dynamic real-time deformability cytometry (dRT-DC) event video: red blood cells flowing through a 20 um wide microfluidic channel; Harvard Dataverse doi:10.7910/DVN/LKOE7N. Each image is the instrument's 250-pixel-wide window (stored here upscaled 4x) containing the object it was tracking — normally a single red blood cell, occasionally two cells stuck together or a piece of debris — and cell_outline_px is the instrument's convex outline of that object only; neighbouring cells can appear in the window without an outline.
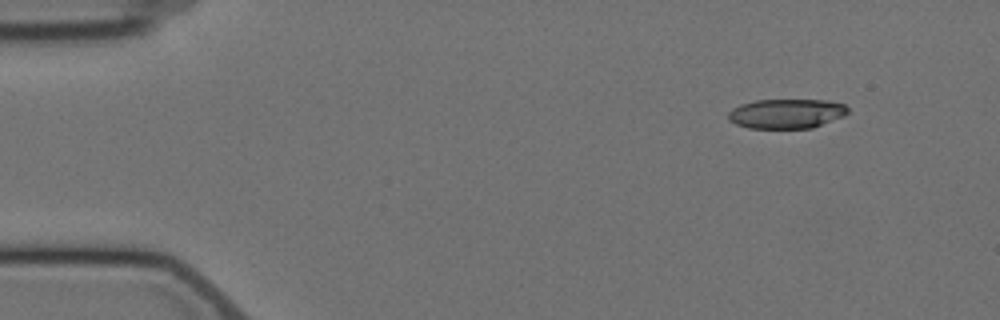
{"species": "Egyptian fruit bat (a non-hibernating species)", "species_latin": "Rousettus aegyptiacus", "temperature_condition": "cold", "stored_images_in_passage": 5, "camera_frame_rate_fps": 3000, "um_per_image_px": 0.085, "animal": {"sex": "female"}, "frame": {"image": 1, "passage_image": 2, "time_ms": 1.0, "image_size_px": [1000, 320], "cell_outline_px": [[848, 112], [844, 116], [812, 128], [748, 128], [736, 124], [728, 120], [728, 112], [732, 108], [740, 104], [756, 100], [828, 100], [844, 104], [848, 108]], "centroid_in_image_um": [66.83, 9.65], "position_along_channel_um": 18.2, "area_um2": 20.69}}
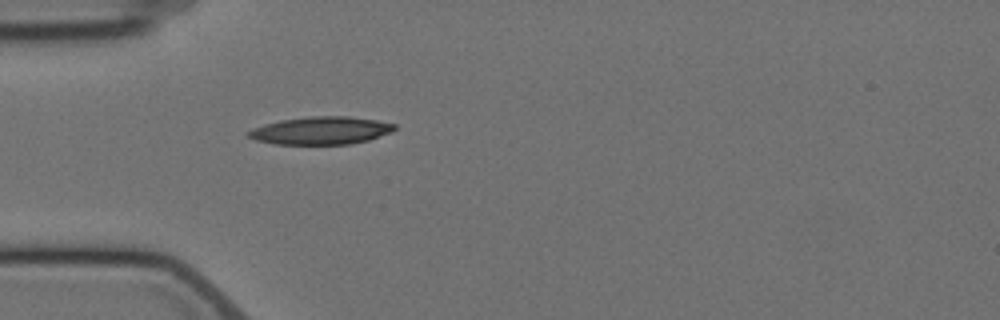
{"frame": {"image": 2, "passage_image": 5, "time_ms": 4.667, "image_size_px": [1000, 320], "cell_outline_px": [[396, 128], [392, 132], [368, 140], [348, 144], [276, 144], [256, 140], [248, 136], [244, 132], [252, 128], [264, 124], [280, 120], [308, 116], [348, 116], [376, 120], [396, 124]], "centroid_in_image_um": [27.26, 11.09], "position_along_channel_um": 57.7, "area_um2": 23.7}}